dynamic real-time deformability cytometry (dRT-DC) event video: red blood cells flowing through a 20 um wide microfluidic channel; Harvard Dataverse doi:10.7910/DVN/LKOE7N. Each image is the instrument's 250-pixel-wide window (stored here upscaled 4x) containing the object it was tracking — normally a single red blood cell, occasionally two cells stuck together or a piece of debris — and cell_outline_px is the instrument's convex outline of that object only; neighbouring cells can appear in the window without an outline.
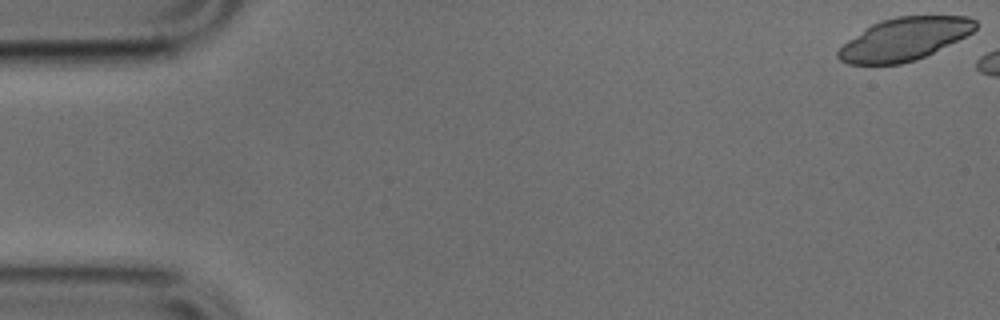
{"species": "common noctule bat (a hibernating species)", "species_latin": "Nyctalus noctula", "temperature_condition": "cold", "stored_images_in_passage": 6, "camera_frame_rate_fps": 3000, "um_per_image_px": 0.085, "animal": {"sex": "male", "body_mass_g": 17.9, "forearm_length_mm": 54.2}, "frame": {"image": 1, "passage_image": 1, "time_ms": 0.0, "image_size_px": [1000, 320], "cell_outline_px": [[976, 28], [972, 32], [916, 60], [900, 64], [848, 64], [840, 60], [836, 56], [836, 52], [848, 40], [872, 24], [880, 20], [896, 16], [968, 16], [976, 20]], "centroid_in_image_um": [76.83, 3.31], "position_along_channel_um": 8.2, "area_um2": 33.7}}